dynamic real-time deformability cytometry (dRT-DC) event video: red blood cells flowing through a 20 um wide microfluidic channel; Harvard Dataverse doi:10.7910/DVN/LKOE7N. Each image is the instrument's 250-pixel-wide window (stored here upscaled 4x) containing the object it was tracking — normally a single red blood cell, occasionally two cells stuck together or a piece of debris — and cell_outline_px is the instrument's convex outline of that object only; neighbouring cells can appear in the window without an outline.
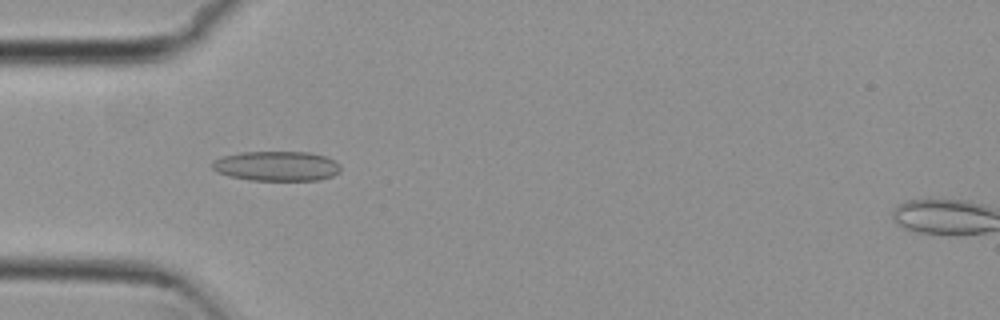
{"species": "common noctule bat (a hibernating species)", "species_latin": "Nyctalus noctula", "temperature_condition": "cold", "stored_images_in_passage": 51, "camera_frame_rate_fps": 3000, "um_per_image_px": 0.085, "animal": {"sex": "female", "body_mass_g": 29.2, "forearm_length_mm": 56.3}, "frame": {"image": 1, "passage_image": 14, "time_ms": 4.333, "image_size_px": [1000, 320], "cell_outline_px": [[340, 172], [332, 176], [320, 180], [248, 180], [228, 176], [216, 172], [212, 168], [212, 160], [224, 156], [240, 152], [308, 152], [324, 156], [340, 164]], "centroid_in_image_um": [23.49, 14.12], "position_along_channel_um": 61.5, "area_um2": 22.37}}
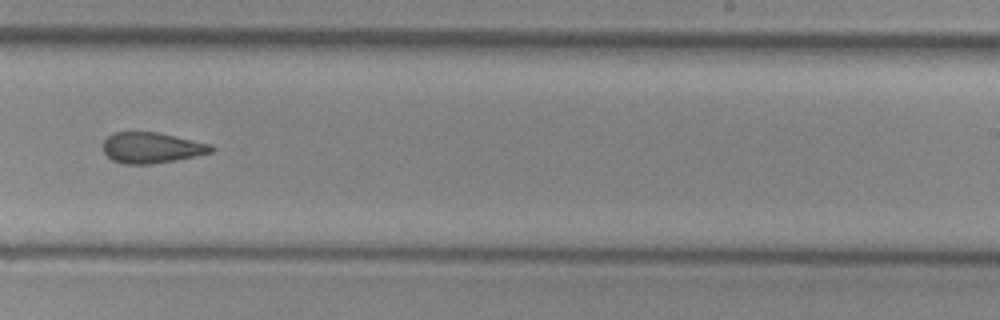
{"frame": {"image": 2, "passage_image": 31, "time_ms": 10.0, "image_size_px": [1000, 320], "cell_outline_px": [[212, 152], [196, 156], [176, 160], [152, 164], [128, 164], [112, 160], [104, 152], [104, 140], [108, 136], [116, 132], [160, 132], [212, 144]], "centroid_in_image_um": [12.91, 12.55], "position_along_channel_um": 276.1, "area_um2": 19.36}}
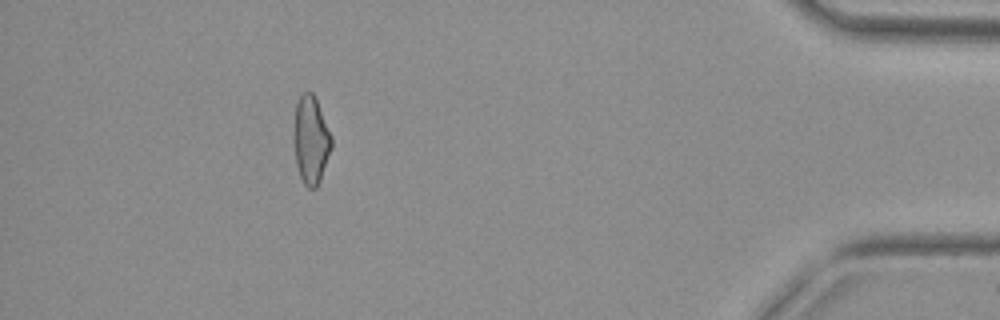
{"frame": {"image": 3, "passage_image": 46, "time_ms": 15.0, "image_size_px": [1000, 320], "cell_outline_px": [[332, 148], [320, 180], [316, 188], [308, 188], [304, 184], [300, 176], [296, 164], [292, 140], [292, 136], [296, 104], [300, 96], [304, 92], [312, 92], [316, 96], [332, 136]], "centroid_in_image_um": [26.42, 11.87], "position_along_channel_um": 408.8, "area_um2": 19.77}, "authors_computed_cell_mechanics": {"area_um2": 20.4034, "velocity_mm_per_s": 3.8193, "shape_relaxation_time_tau1_ms": null, "shape_relaxation_time_tau2_ms": 3.9736, "deformation_change_tau1": null, "deformation_change_tau2": 0.1315}}